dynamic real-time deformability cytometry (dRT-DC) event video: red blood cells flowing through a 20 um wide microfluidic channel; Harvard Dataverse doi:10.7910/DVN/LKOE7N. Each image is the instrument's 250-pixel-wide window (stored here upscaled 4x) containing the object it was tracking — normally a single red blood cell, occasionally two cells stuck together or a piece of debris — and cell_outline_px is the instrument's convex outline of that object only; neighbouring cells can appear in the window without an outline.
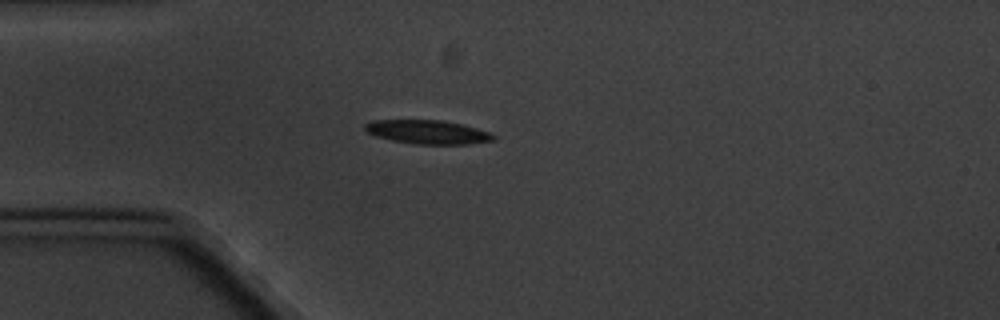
{"species": "common noctule bat (a hibernating species)", "species_latin": "Nyctalus noctula", "temperature_condition": "cold", "stored_images_in_passage": 11, "camera_frame_rate_fps": 3000, "um_per_image_px": 0.085, "animal": {"sex": "male", "body_mass_g": 20.1, "forearm_length_mm": 53.5}, "frame": {"image": 1, "passage_image": 4, "time_ms": 4.333, "image_size_px": [1000, 320], "cell_outline_px": [[496, 140], [468, 144], [416, 144], [392, 140], [376, 136], [368, 132], [364, 128], [364, 124], [372, 120], [444, 120], [464, 124], [488, 132], [496, 136]], "centroid_in_image_um": [36.37, 11.21], "position_along_channel_um": 48.6, "area_um2": 17.86}}
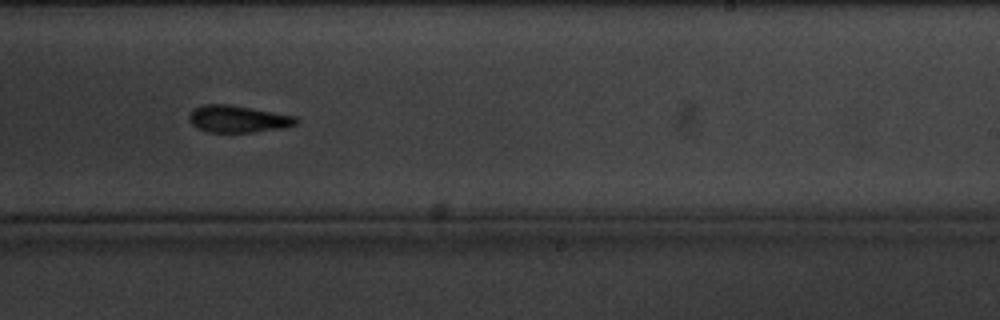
{"frame": {"image": 2, "passage_image": 10, "time_ms": 11.333, "image_size_px": [1000, 320], "cell_outline_px": [[296, 124], [280, 128], [252, 132], [208, 132], [196, 128], [188, 120], [188, 116], [196, 108], [204, 104], [228, 104], [252, 108], [296, 116]], "centroid_in_image_um": [20.18, 10.11], "position_along_channel_um": 268.8, "area_um2": 16.65}}